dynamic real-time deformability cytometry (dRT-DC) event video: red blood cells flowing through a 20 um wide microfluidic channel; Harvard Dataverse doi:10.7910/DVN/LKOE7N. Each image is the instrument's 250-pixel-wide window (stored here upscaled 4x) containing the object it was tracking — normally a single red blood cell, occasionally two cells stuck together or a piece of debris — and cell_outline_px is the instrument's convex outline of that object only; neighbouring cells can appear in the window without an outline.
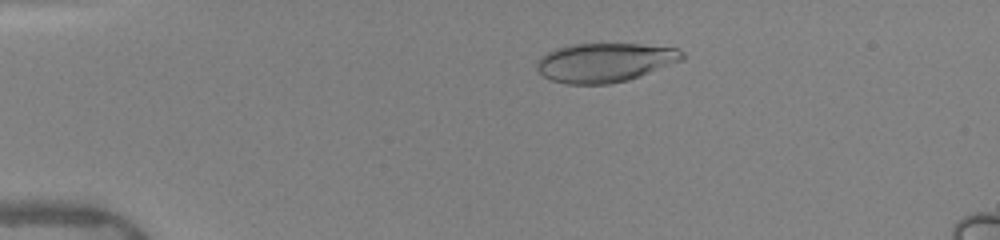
{"species": "human", "species_latin": "Homo sapiens", "temperature_condition": "warm", "stored_images_in_passage": 51, "camera_frame_rate_fps": 3000, "um_per_image_px": 0.085, "donor": {"sex": "female"}, "frame": {"image": 1, "passage_image": 11, "time_ms": 3.333, "image_size_px": [1000, 240], "cell_outline_px": [[684, 60], [640, 76], [628, 80], [608, 84], [568, 84], [552, 80], [544, 76], [536, 68], [536, 60], [540, 56], [556, 48], [572, 44], [640, 44], [676, 48], [684, 52]], "centroid_in_image_um": [51.41, 5.31], "position_along_channel_um": 33.6, "area_um2": 33.18}}
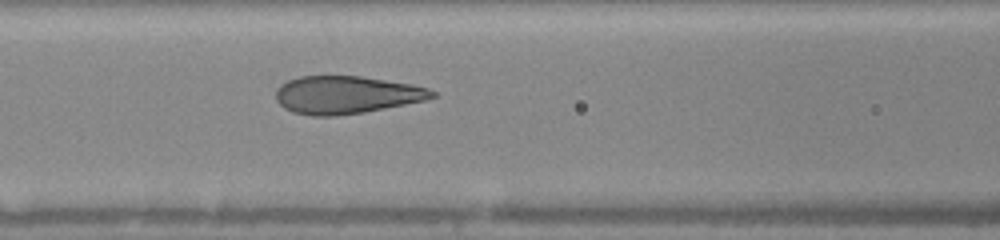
{"frame": {"image": 2, "passage_image": 23, "time_ms": 7.333, "image_size_px": [1000, 240], "cell_outline_px": [[436, 96], [424, 100], [364, 112], [336, 116], [312, 116], [292, 112], [284, 108], [276, 100], [276, 88], [280, 84], [288, 80], [300, 76], [360, 76], [412, 84], [428, 88], [436, 92]], "centroid_in_image_um": [29.4, 8.06], "position_along_channel_um": 137.2, "area_um2": 34.33}}
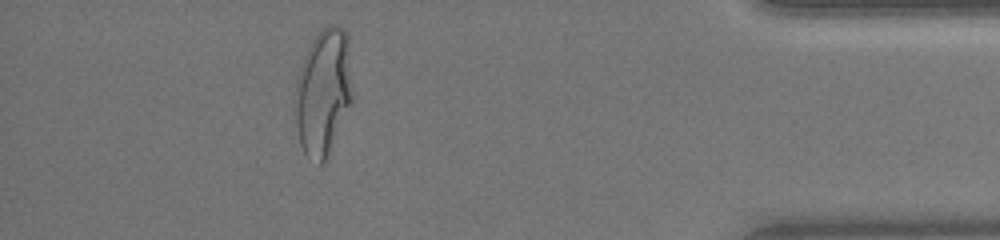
{"frame": {"image": 3, "passage_image": 46, "time_ms": 15.0, "image_size_px": [1000, 240], "cell_outline_px": [[352, 100], [324, 164], [320, 164], [304, 152], [300, 144], [292, 108], [296, 84], [300, 68], [304, 56], [312, 40], [328, 24], [336, 24], [344, 28], [348, 36], [352, 92]], "centroid_in_image_um": [27.46, 7.81], "position_along_channel_um": 407.7, "area_um2": 42.37}, "authors_computed_cell_mechanics": {"area_um2": 34.9112, "velocity_mm_per_s": 4.0435, "shape_relaxation_time_tau1_ms": 5.3277, "shape_relaxation_time_tau2_ms": null, "deformation_change_tau1": 0.2471, "deformation_change_tau2": null}}